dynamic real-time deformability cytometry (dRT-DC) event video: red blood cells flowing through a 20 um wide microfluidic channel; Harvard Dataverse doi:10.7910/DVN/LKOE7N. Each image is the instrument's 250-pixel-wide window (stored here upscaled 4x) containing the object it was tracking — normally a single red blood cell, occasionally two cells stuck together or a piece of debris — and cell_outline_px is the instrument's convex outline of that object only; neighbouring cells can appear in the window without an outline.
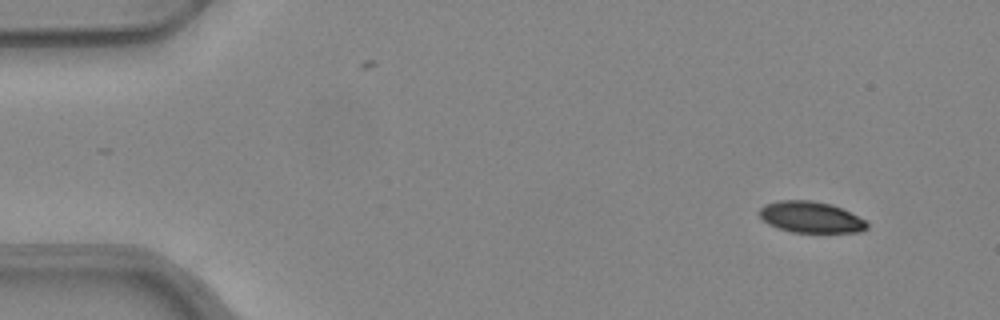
{"species": "common noctule bat (a hibernating species)", "species_latin": "Nyctalus noctula", "temperature_condition": "warm", "stored_images_in_passage": 6, "camera_frame_rate_fps": 3000, "um_per_image_px": 0.085, "animal": {"sex": "female", "body_mass_g": 24.6, "forearm_length_mm": 56.2}, "frame": {"image": 1, "passage_image": 1, "time_ms": 0.0, "image_size_px": [1000, 320], "cell_outline_px": [[868, 228], [860, 232], [792, 232], [768, 224], [760, 216], [760, 208], [764, 204], [780, 200], [812, 200], [832, 204], [864, 220], [868, 224]], "centroid_in_image_um": [68.9, 18.45], "position_along_channel_um": 16.1, "area_um2": 19.36}}